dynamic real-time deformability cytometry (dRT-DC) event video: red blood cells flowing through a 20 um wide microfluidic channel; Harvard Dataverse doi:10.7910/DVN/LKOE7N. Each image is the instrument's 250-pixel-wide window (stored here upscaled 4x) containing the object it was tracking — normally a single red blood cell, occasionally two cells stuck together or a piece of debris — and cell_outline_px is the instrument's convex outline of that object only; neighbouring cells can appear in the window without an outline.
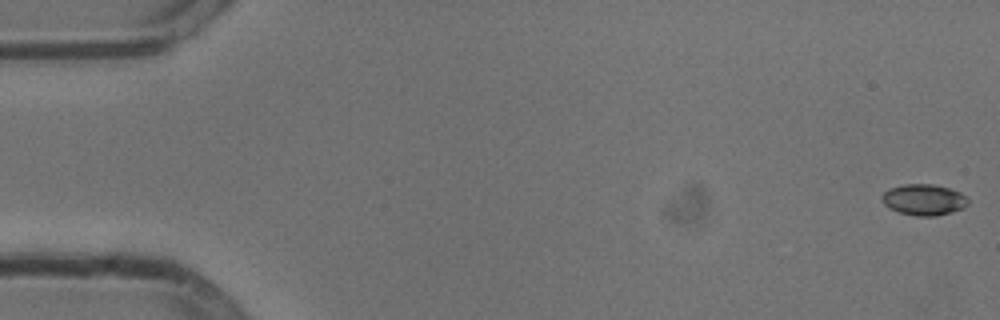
{"species": "common noctule bat (a hibernating species)", "species_latin": "Nyctalus noctula", "temperature_condition": "cold", "stored_images_in_passage": 54, "camera_frame_rate_fps": 3000, "um_per_image_px": 0.085, "animal": {"sex": "male", "body_mass_g": 13.3}, "frame": {"image": 1, "passage_image": 1, "time_ms": 0.0, "image_size_px": [1000, 320], "cell_outline_px": [[968, 204], [964, 208], [952, 212], [936, 216], [916, 216], [900, 212], [888, 208], [880, 200], [880, 196], [888, 188], [904, 184], [932, 184], [948, 188], [960, 192], [968, 200]], "centroid_in_image_um": [78.49, 16.98], "position_along_channel_um": 6.5, "area_um2": 15.72}}
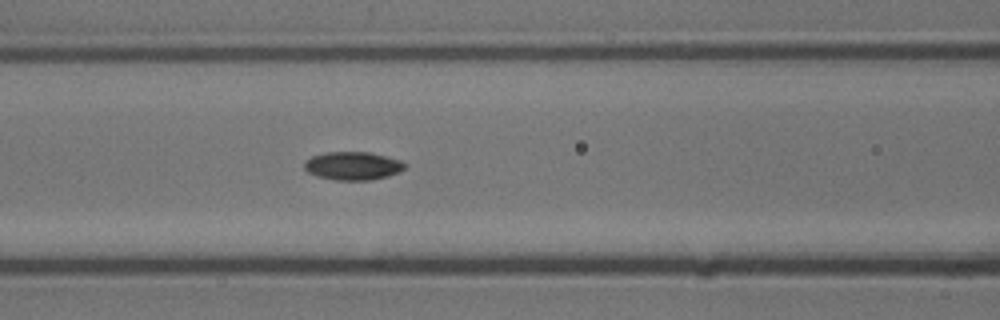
{"frame": {"image": 2, "passage_image": 23, "time_ms": 7.333, "image_size_px": [1000, 320], "cell_outline_px": [[408, 164], [404, 168], [388, 176], [372, 180], [336, 180], [316, 176], [308, 172], [304, 168], [304, 164], [312, 156], [324, 152], [368, 152], [400, 160]], "centroid_in_image_um": [29.98, 14.1], "position_along_channel_um": 136.6, "area_um2": 16.42}}
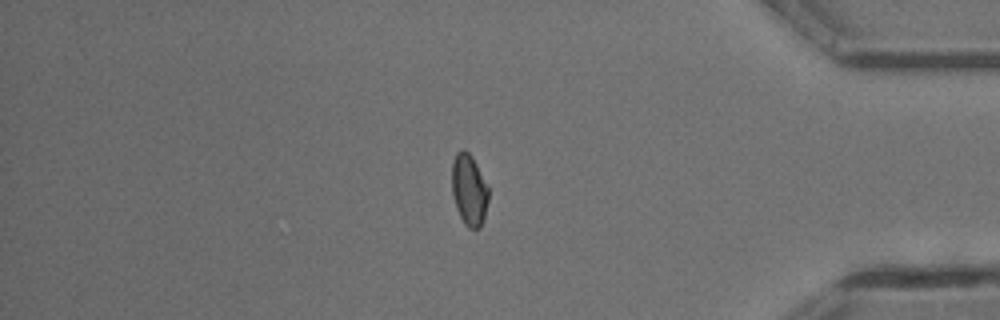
{"frame": {"image": 3, "passage_image": 46, "time_ms": 15.0, "image_size_px": [1000, 320], "cell_outline_px": [[488, 200], [484, 216], [480, 228], [468, 228], [464, 224], [456, 208], [452, 192], [452, 164], [456, 152], [460, 148], [464, 148], [472, 156], [488, 184]], "centroid_in_image_um": [39.87, 16.1], "position_along_channel_um": 395.3, "area_um2": 15.37}, "authors_computed_cell_mechanics": {"area_um2": 15.5771, "velocity_mm_per_s": 3.7921, "shape_relaxation_time_tau1_ms": 4.5582, "shape_relaxation_time_tau2_ms": 5.1116, "deformation_change_tau1": 0.129, "deformation_change_tau2": 0.0723}}